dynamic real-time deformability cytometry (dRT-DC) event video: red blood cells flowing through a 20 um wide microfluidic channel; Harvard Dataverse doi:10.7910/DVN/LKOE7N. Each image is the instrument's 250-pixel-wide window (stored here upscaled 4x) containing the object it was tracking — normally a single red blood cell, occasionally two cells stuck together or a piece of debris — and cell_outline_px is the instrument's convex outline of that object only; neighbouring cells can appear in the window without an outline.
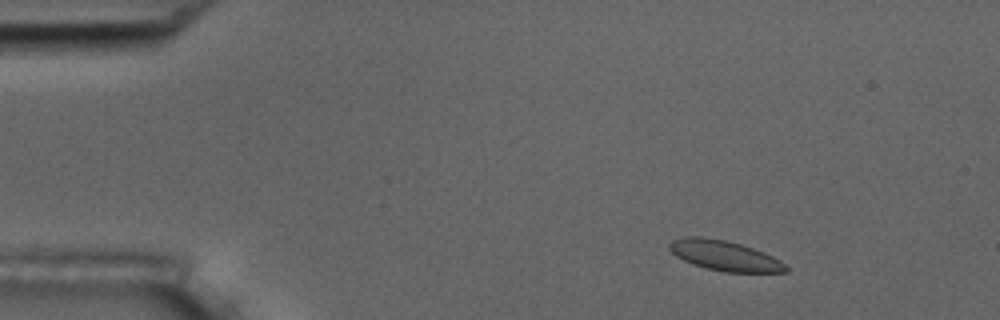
{"species": "common noctule bat (a hibernating species)", "species_latin": "Nyctalus noctula", "temperature_condition": "room temperature", "stored_images_in_passage": 8, "camera_frame_rate_fps": 3000, "um_per_image_px": 0.085, "animal": {"sex": "male", "body_mass_g": 17.5, "forearm_length_mm": 52.3}, "frame": {"image": 1, "passage_image": 1, "time_ms": 0.0, "image_size_px": [1000, 320], "cell_outline_px": [[788, 272], [724, 272], [692, 264], [676, 256], [668, 248], [668, 244], [672, 240], [684, 236], [700, 236], [724, 240], [740, 244], [764, 252], [780, 260], [788, 268]], "centroid_in_image_um": [61.56, 21.72], "position_along_channel_um": 23.4, "area_um2": 20.35}}
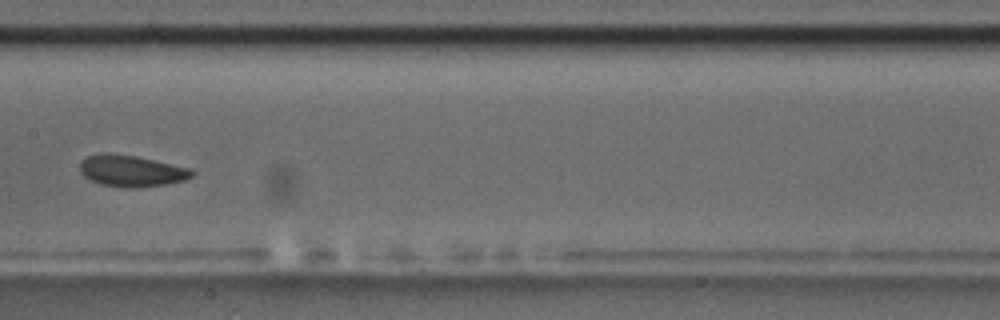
{"frame": {"image": 2, "passage_image": 7, "time_ms": 7.0, "image_size_px": [1000, 320], "cell_outline_px": [[196, 172], [192, 176], [184, 180], [164, 184], [140, 188], [128, 188], [100, 184], [84, 176], [80, 172], [80, 160], [88, 156], [104, 152], [108, 152], [136, 156], [192, 168]], "centroid_in_image_um": [11.17, 14.52], "position_along_channel_um": 196.2, "area_um2": 20.69}}
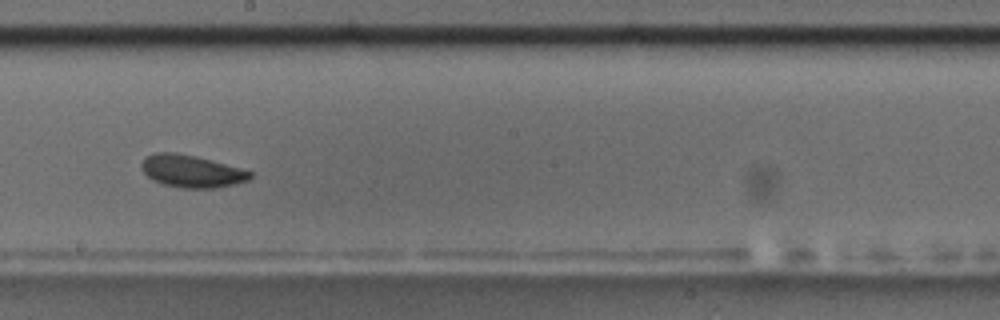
{"frame": {"image": 3, "passage_image": 8, "time_ms": 8.0, "image_size_px": [1000, 320], "cell_outline_px": [[252, 176], [248, 180], [236, 184], [216, 188], [180, 188], [164, 184], [152, 180], [140, 168], [140, 164], [144, 156], [156, 152], [176, 152], [196, 156], [240, 168], [252, 172]], "centroid_in_image_um": [16.24, 14.55], "position_along_channel_um": 232.0, "area_um2": 20.63}}